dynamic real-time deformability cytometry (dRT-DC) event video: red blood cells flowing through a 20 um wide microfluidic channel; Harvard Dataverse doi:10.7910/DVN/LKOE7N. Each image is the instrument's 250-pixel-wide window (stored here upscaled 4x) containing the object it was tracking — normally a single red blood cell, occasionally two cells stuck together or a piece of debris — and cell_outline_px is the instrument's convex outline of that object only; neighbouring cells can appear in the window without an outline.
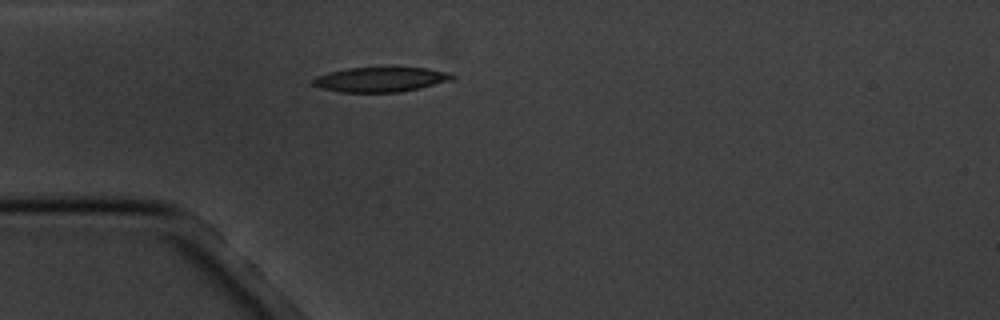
{"species": "common noctule bat (a hibernating species)", "species_latin": "Nyctalus noctula", "temperature_condition": "cold", "stored_images_in_passage": 1, "camera_frame_rate_fps": 3000, "um_per_image_px": 0.085, "animal": {"sex": "male", "body_mass_g": 20.1, "forearm_length_mm": 53.5}, "frame": {"image": 1, "passage_image": 1, "time_ms": 0.0, "image_size_px": [1000, 320], "cell_outline_px": [[456, 76], [452, 80], [420, 88], [400, 92], [340, 92], [320, 88], [312, 84], [312, 80], [316, 76], [328, 72], [348, 68], [396, 64], [428, 68], [452, 72]], "centroid_in_image_um": [32.42, 6.7], "position_along_channel_um": 52.6, "area_um2": 21.33}}